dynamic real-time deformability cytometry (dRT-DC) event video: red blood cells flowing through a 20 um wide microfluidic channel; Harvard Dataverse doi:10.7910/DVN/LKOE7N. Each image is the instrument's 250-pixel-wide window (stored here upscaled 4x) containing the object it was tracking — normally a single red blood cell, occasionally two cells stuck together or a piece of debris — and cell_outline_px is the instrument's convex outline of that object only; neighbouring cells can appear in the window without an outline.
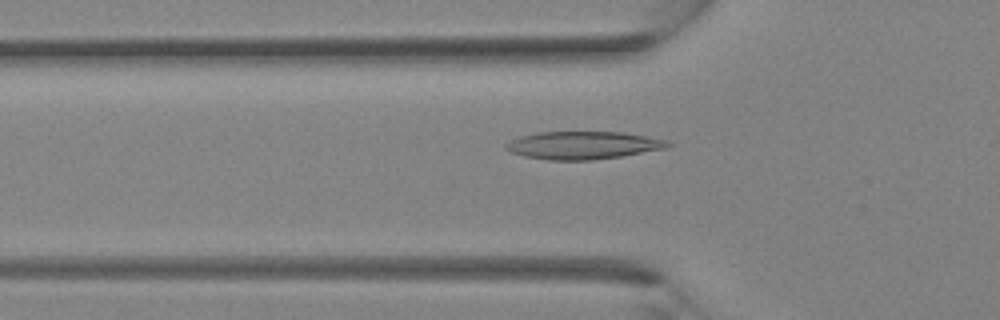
{"species": "Egyptian fruit bat (a non-hibernating species)", "species_latin": "Rousettus aegyptiacus", "temperature_condition": "room temperature", "stored_images_in_passage": 34, "camera_frame_rate_fps": 3000, "um_per_image_px": 0.085, "animal": {"sex": "female"}, "frame": {"image": 1, "passage_image": 10, "time_ms": 3.0, "image_size_px": [1000, 320], "cell_outline_px": [[672, 144], [668, 148], [620, 156], [592, 160], [548, 160], [524, 156], [512, 152], [504, 148], [504, 144], [520, 136], [536, 132], [624, 132], [668, 140]], "centroid_in_image_um": [49.57, 12.34], "position_along_channel_um": 76.2, "area_um2": 26.24}}
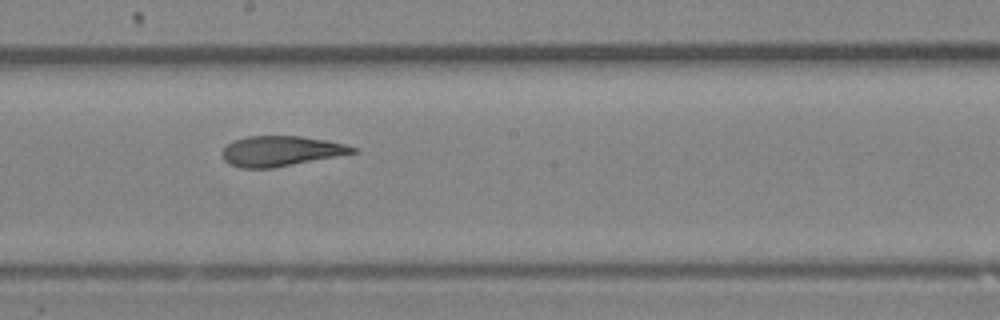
{"frame": {"image": 2, "passage_image": 18, "time_ms": 5.667, "image_size_px": [1000, 320], "cell_outline_px": [[360, 148], [356, 152], [336, 156], [272, 168], [240, 168], [228, 164], [224, 160], [220, 152], [228, 144], [236, 140], [248, 136], [300, 136], [328, 140]], "centroid_in_image_um": [23.85, 12.84], "position_along_channel_um": 224.3, "area_um2": 22.89}}
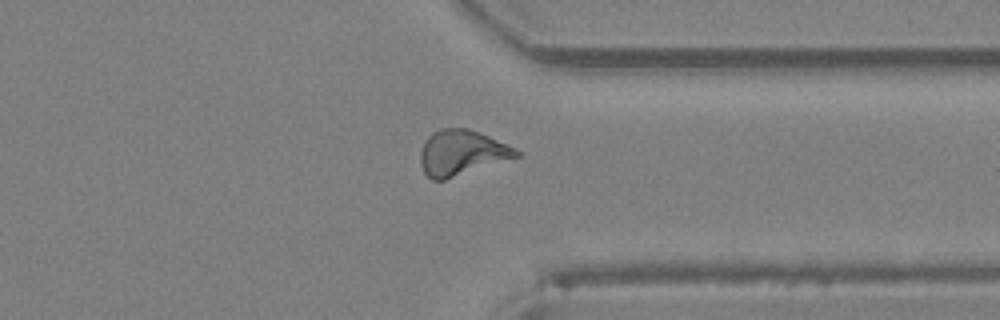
{"frame": {"image": 3, "passage_image": 26, "time_ms": 8.333, "image_size_px": [1000, 320], "cell_outline_px": [[520, 156], [444, 180], [432, 180], [424, 172], [420, 164], [420, 152], [424, 140], [432, 132], [440, 128], [468, 128], [480, 132], [508, 144], [516, 148], [520, 152]], "centroid_in_image_um": [39.23, 12.97], "position_along_channel_um": 372.2, "area_um2": 25.43}}